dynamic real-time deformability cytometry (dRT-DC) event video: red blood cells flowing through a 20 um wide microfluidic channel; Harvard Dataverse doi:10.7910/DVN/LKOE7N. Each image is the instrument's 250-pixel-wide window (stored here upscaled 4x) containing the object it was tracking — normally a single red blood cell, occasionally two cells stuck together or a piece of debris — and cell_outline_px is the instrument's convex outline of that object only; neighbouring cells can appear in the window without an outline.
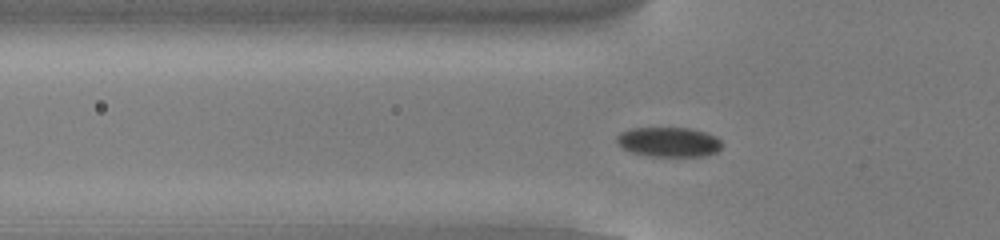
{"species": "common noctule bat (a hibernating species)", "species_latin": "Nyctalus noctula", "temperature_condition": "cold", "stored_images_in_passage": 55, "camera_frame_rate_fps": 3000, "um_per_image_px": 0.085, "animal": {"sex": "male", "body_mass_g": 13.0, "forearm_length_mm": 53.1}, "frame": {"image": 1, "passage_image": 18, "time_ms": 5.667, "image_size_px": [1000, 240], "cell_outline_px": [[724, 144], [716, 152], [704, 156], [648, 156], [632, 152], [616, 144], [616, 136], [620, 132], [632, 128], [692, 128], [716, 136]], "centroid_in_image_um": [56.84, 12.06], "position_along_channel_um": 69.0, "area_um2": 18.32}}
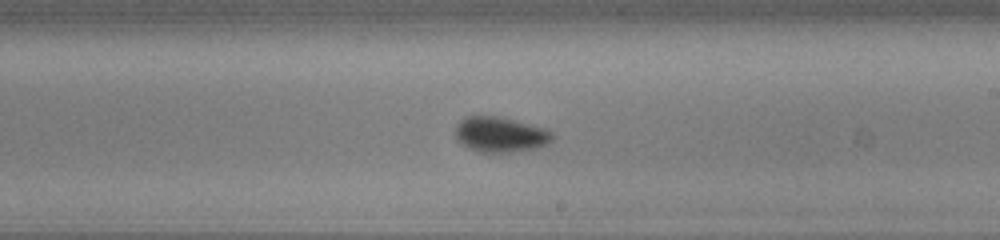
{"frame": {"image": 2, "passage_image": 32, "time_ms": 10.333, "image_size_px": [1000, 240], "cell_outline_px": [[552, 140], [548, 144], [540, 148], [512, 152], [476, 152], [468, 148], [456, 140], [456, 124], [464, 116], [500, 116], [544, 128], [552, 132]], "centroid_in_image_um": [42.51, 11.44], "position_along_channel_um": 246.5, "area_um2": 20.17}}
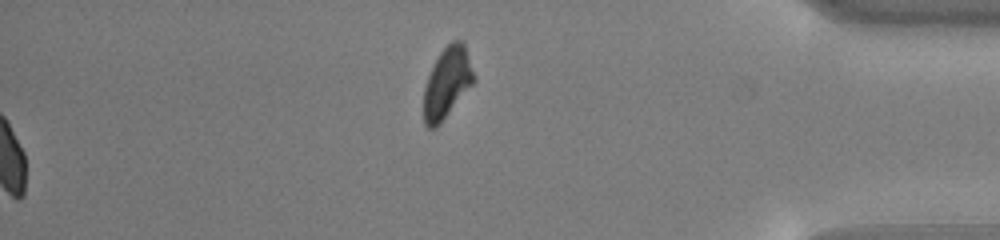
{"frame": {"image": 3, "passage_image": 55, "time_ms": 18.0, "image_size_px": [1000, 240], "cell_outline_px": [[476, 80], [440, 124], [436, 128], [428, 128], [424, 124], [424, 88], [428, 76], [440, 52], [452, 40], [464, 40]], "centroid_in_image_um": [38.02, 7.03], "position_along_channel_um": 397.2, "area_um2": 20.63}, "authors_computed_cell_mechanics": {"area_um2": 18.6694, "velocity_mm_per_s": 3.8193, "shape_relaxation_time_tau1_ms": 3.0517, "shape_relaxation_time_tau2_ms": 7.6631, "deformation_change_tau1": 0.0685, "deformation_change_tau2": 0.0636}}